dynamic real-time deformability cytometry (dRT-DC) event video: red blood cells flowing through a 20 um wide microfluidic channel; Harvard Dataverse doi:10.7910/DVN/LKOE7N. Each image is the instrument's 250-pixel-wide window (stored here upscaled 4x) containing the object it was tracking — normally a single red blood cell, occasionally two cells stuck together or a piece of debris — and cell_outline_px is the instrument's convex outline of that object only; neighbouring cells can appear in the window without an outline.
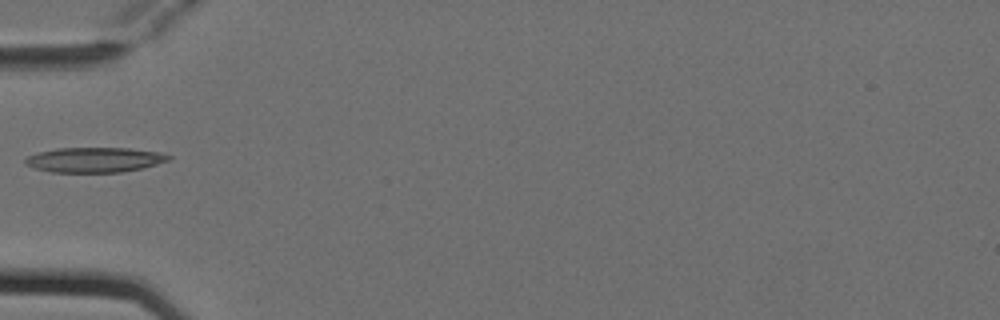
{"species": "Egyptian fruit bat (a non-hibernating species)", "species_latin": "Rousettus aegyptiacus", "temperature_condition": "cold", "stored_images_in_passage": 5, "camera_frame_rate_fps": 3000, "um_per_image_px": 0.085, "animal": {"sex": "female"}, "frame": {"image": 1, "passage_image": 5, "time_ms": 1.333, "image_size_px": [1000, 320], "cell_outline_px": [[172, 156], [168, 160], [156, 164], [140, 168], [120, 172], [52, 172], [32, 168], [24, 164], [24, 160], [28, 156], [40, 152], [56, 148], [128, 148], [160, 152]], "centroid_in_image_um": [8.0, 13.58], "position_along_channel_um": 77.0, "area_um2": 20.75}}